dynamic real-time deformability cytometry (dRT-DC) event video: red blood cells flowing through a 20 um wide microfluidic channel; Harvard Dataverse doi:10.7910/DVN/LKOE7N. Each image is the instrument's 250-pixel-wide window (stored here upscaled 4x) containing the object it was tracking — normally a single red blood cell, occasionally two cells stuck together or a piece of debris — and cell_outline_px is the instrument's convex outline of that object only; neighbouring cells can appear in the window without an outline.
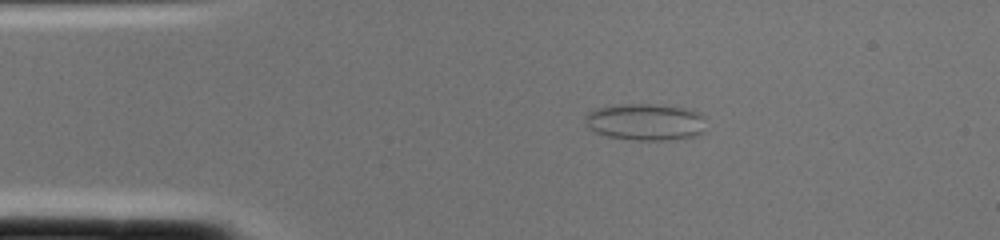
{"species": "common noctule bat (a hibernating species)", "species_latin": "Nyctalus noctula", "temperature_condition": "cold", "stored_images_in_passage": 1, "camera_frame_rate_fps": 3000, "um_per_image_px": 0.085, "animal": {"sex": "female", "body_mass_g": 22.0, "forearm_length_mm": 56.7}, "frame": {"image": 1, "passage_image": 1, "time_ms": 0.0, "image_size_px": [1000, 240], "cell_outline_px": [[704, 132], [696, 136], [668, 140], [636, 140], [608, 136], [596, 132], [588, 128], [584, 120], [584, 116], [588, 112], [596, 108], [620, 104], [652, 104], [692, 108], [700, 112], [704, 116]], "centroid_in_image_um": [54.89, 10.35], "position_along_channel_um": 30.1, "area_um2": 26.3}}